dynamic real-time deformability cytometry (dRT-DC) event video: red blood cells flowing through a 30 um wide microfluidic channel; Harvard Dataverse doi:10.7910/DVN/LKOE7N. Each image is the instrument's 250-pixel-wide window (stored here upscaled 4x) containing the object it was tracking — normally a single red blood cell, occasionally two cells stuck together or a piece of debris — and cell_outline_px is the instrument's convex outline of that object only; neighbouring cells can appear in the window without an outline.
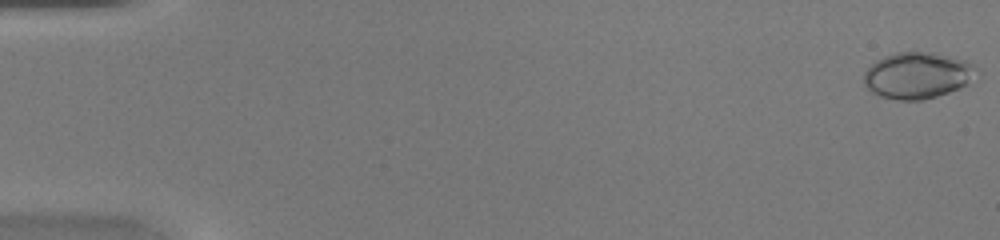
{"species": "common noctule bat (a hibernating species)", "species_latin": "Nyctalus noctula", "temperature_condition": "warm", "stored_images_in_passage": 49, "camera_frame_rate_fps": 3000, "um_per_image_px": 0.085, "animal": {"sex": "female", "body_mass_g": 20.0, "forearm_length_mm": 54.0}, "frame": {"image": 1, "passage_image": 1, "time_ms": 0.0, "image_size_px": [1000, 240], "cell_outline_px": [[980, 72], [968, 84], [960, 88], [924, 100], [896, 100], [880, 96], [872, 92], [864, 84], [864, 72], [876, 60], [884, 56], [896, 52], [932, 52], [968, 60], [980, 68]], "centroid_in_image_um": [78.05, 6.4], "position_along_channel_um": 7.0, "area_um2": 30.87}}
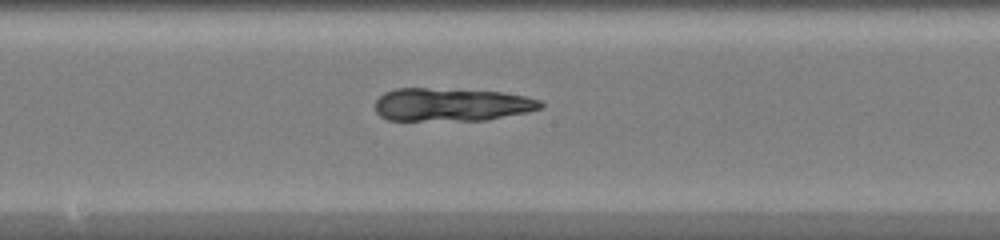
{"frame": {"image": 2, "passage_image": 27, "time_ms": 8.667, "image_size_px": [1000, 240], "cell_outline_px": [[544, 108], [528, 112], [484, 120], [388, 120], [380, 116], [376, 112], [376, 100], [384, 92], [396, 88], [424, 88], [500, 92], [524, 96], [540, 100], [544, 104]], "centroid_in_image_um": [38.37, 8.89], "position_along_channel_um": 209.8, "area_um2": 31.79}}
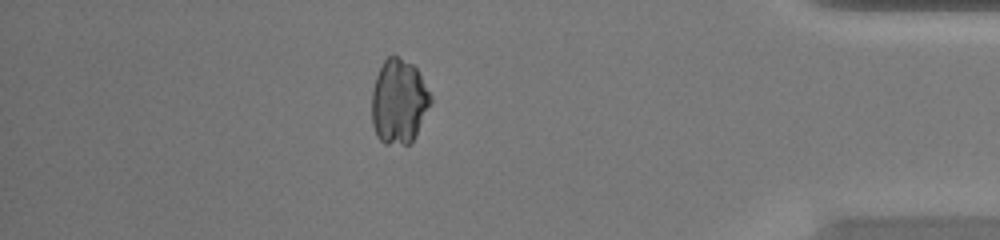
{"frame": {"image": 3, "passage_image": 43, "time_ms": 14.0, "image_size_px": [1000, 240], "cell_outline_px": [[432, 104], [412, 140], [408, 144], [384, 144], [376, 136], [372, 124], [372, 88], [376, 76], [384, 60], [388, 56], [396, 56], [412, 64], [416, 68], [432, 96]], "centroid_in_image_um": [33.89, 8.64], "position_along_channel_um": 401.3, "area_um2": 29.02}}